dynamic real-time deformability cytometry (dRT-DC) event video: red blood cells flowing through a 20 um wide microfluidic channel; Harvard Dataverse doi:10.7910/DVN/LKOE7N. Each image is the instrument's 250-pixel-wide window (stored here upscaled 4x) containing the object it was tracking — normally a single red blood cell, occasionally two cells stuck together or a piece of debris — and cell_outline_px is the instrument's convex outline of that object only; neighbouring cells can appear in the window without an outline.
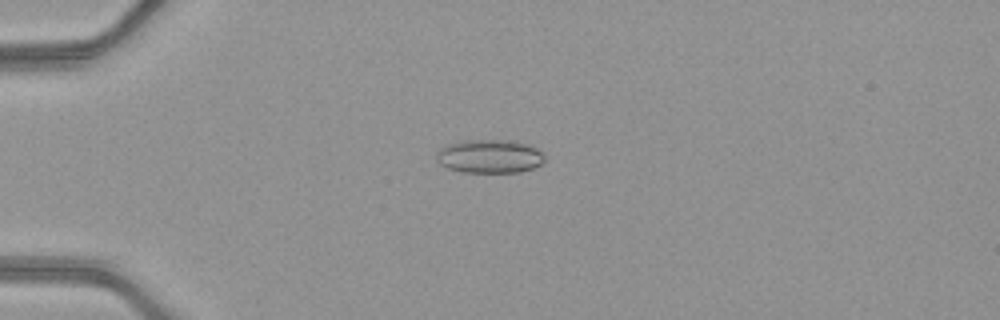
{"species": "common noctule bat (a hibernating species)", "species_latin": "Nyctalus noctula", "temperature_condition": "warm", "stored_images_in_passage": 48, "camera_frame_rate_fps": 3000, "um_per_image_px": 0.085, "animal": {"sex": "female", "body_mass_g": 21.9}, "frame": {"image": 1, "passage_image": 12, "time_ms": 3.667, "image_size_px": [1000, 320], "cell_outline_px": [[544, 160], [540, 164], [532, 168], [520, 172], [464, 172], [448, 168], [440, 164], [436, 160], [436, 152], [440, 148], [448, 144], [464, 140], [508, 140], [528, 144], [544, 152]], "centroid_in_image_um": [41.6, 13.28], "position_along_channel_um": 43.4, "area_um2": 21.21}}
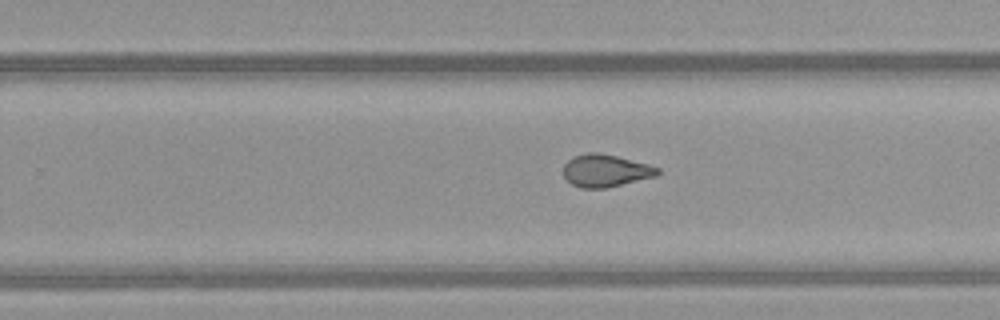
{"frame": {"image": 2, "passage_image": 31, "time_ms": 10.0, "image_size_px": [1000, 320], "cell_outline_px": [[660, 172], [656, 176], [608, 188], [580, 188], [572, 184], [564, 176], [564, 164], [568, 160], [576, 156], [588, 152], [596, 152], [616, 156], [648, 164], [660, 168]], "centroid_in_image_um": [51.49, 14.51], "position_along_channel_um": 278.3, "area_um2": 17.74}}
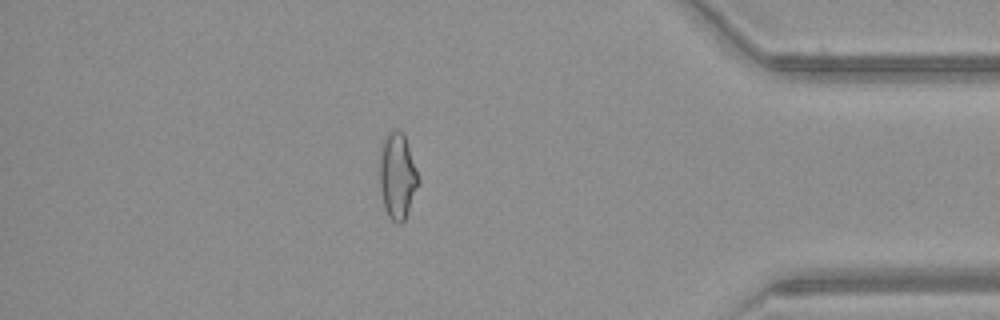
{"frame": {"image": 3, "passage_image": 42, "time_ms": 13.667, "image_size_px": [1000, 320], "cell_outline_px": [[420, 180], [404, 220], [400, 224], [396, 224], [388, 216], [384, 208], [380, 188], [380, 148], [384, 136], [388, 132], [404, 132]], "centroid_in_image_um": [33.77, 14.95], "position_along_channel_um": 401.4, "area_um2": 19.31}, "authors_computed_cell_mechanics": {"area_um2": 19.363, "velocity_mm_per_s": 4.2418, "shape_relaxation_time_tau1_ms": null, "shape_relaxation_time_tau2_ms": 1.7252, "deformation_change_tau1": null, "deformation_change_tau2": 0.0863}}